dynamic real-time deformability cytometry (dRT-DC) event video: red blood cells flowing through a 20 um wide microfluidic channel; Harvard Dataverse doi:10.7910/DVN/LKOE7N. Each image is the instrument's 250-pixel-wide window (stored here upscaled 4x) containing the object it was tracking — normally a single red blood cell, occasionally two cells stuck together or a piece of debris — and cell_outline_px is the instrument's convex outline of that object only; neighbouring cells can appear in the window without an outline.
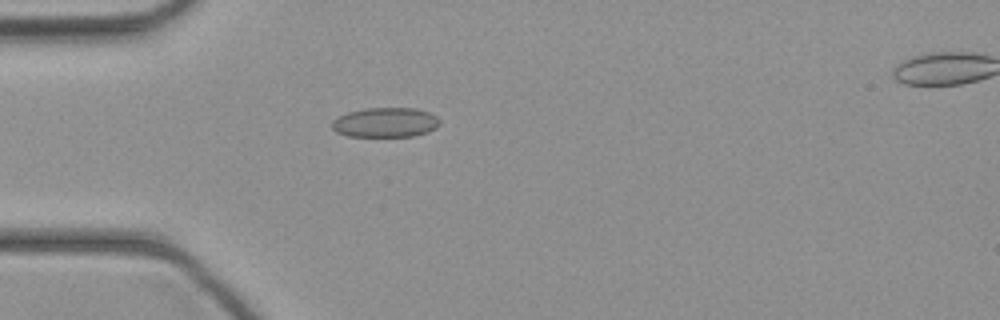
{"species": "common noctule bat (a hibernating species)", "species_latin": "Nyctalus noctula", "temperature_condition": "cold", "stored_images_in_passage": 45, "camera_frame_rate_fps": 3000, "um_per_image_px": 0.085, "animal": {"sex": "female", "body_mass_g": 21.9}, "frame": {"image": 1, "passage_image": 13, "time_ms": 4.0, "image_size_px": [1000, 320], "cell_outline_px": [[440, 124], [436, 128], [428, 132], [416, 136], [348, 136], [336, 132], [332, 128], [332, 120], [348, 112], [368, 108], [416, 108], [428, 112], [436, 116], [440, 120]], "centroid_in_image_um": [32.78, 10.41], "position_along_channel_um": 52.2, "area_um2": 18.67}}
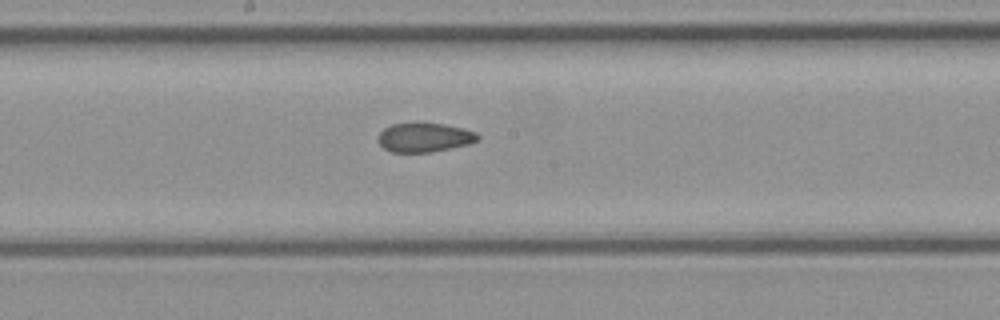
{"frame": {"image": 2, "passage_image": 24, "time_ms": 7.667, "image_size_px": [1000, 320], "cell_outline_px": [[480, 136], [476, 140], [468, 144], [432, 152], [392, 152], [384, 148], [380, 144], [376, 136], [384, 128], [392, 124], [416, 120], [444, 124], [464, 128], [476, 132]], "centroid_in_image_um": [36.04, 11.64], "position_along_channel_um": 212.2, "area_um2": 17.46}}
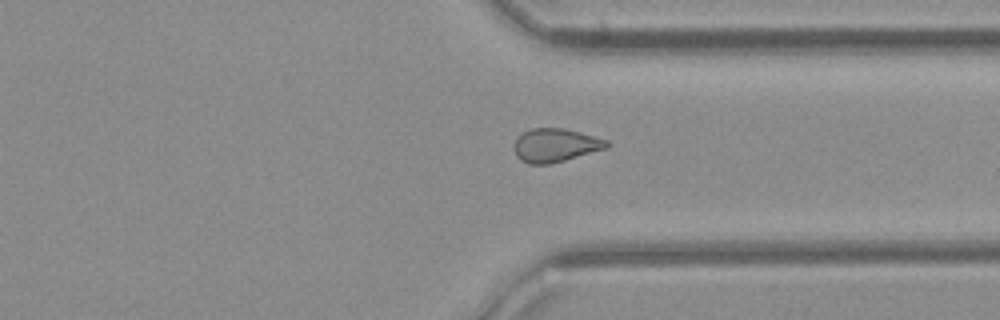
{"frame": {"image": 3, "passage_image": 34, "time_ms": 11.0, "image_size_px": [1000, 320], "cell_outline_px": [[608, 148], [564, 160], [548, 164], [528, 164], [520, 160], [516, 156], [512, 148], [512, 144], [516, 136], [532, 128], [564, 128], [580, 132], [608, 140]], "centroid_in_image_um": [47.15, 12.34], "position_along_channel_um": 364.3, "area_um2": 18.26}}